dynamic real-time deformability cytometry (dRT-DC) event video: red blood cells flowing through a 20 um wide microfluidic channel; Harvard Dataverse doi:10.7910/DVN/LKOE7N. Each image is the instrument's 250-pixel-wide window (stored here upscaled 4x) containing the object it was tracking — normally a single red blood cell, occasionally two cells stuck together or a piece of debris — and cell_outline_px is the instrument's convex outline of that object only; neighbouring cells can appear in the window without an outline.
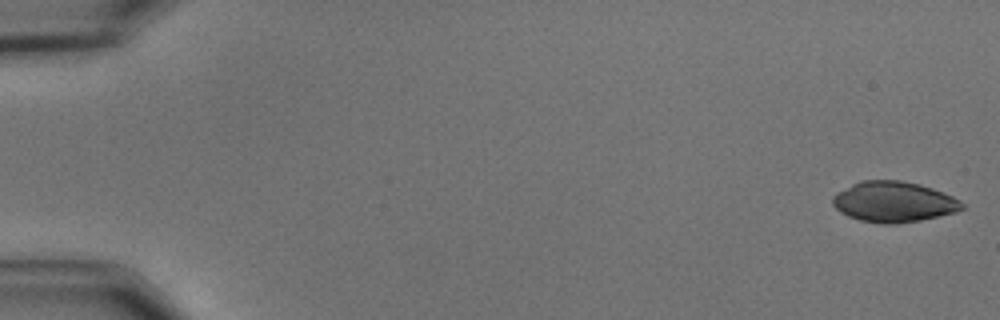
{"species": "common noctule bat (a hibernating species)", "species_latin": "Nyctalus noctula", "temperature_condition": "cold", "stored_images_in_passage": 56, "camera_frame_rate_fps": 3000, "um_per_image_px": 0.085, "animal": {"sex": "male", "body_mass_g": 15.6}, "frame": {"image": 1, "passage_image": 1, "time_ms": 0.0, "image_size_px": [1000, 320], "cell_outline_px": [[964, 208], [956, 212], [920, 220], [896, 224], [884, 224], [860, 220], [848, 216], [840, 212], [832, 204], [832, 196], [836, 192], [860, 180], [900, 180], [920, 184], [944, 192], [960, 200], [964, 204]], "centroid_in_image_um": [75.95, 17.15], "position_along_channel_um": 9.0, "area_um2": 30.75}}